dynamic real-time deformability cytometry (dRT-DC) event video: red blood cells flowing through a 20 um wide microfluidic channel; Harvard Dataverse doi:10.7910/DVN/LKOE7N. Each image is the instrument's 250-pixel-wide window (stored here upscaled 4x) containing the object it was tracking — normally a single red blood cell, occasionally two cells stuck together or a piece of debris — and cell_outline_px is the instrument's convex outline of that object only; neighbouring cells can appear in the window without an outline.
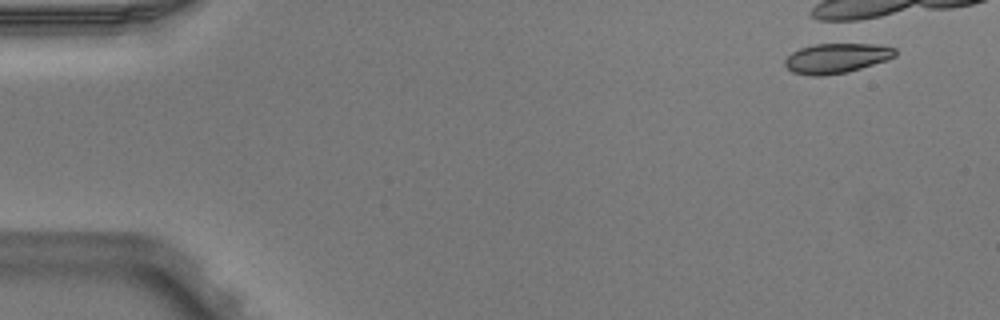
{"species": "Egyptian fruit bat (a non-hibernating species)", "species_latin": "Rousettus aegyptiacus", "temperature_condition": "warm", "stored_images_in_passage": 1, "camera_frame_rate_fps": 3000, "um_per_image_px": 0.085, "animal": {"sex": "male"}, "frame": {"image": 1, "passage_image": 1, "time_ms": 0.0, "image_size_px": [1000, 320], "cell_outline_px": [[896, 56], [848, 72], [820, 76], [812, 76], [792, 72], [784, 64], [784, 60], [792, 52], [800, 48], [812, 44], [872, 44], [896, 48]], "centroid_in_image_um": [71.06, 4.95], "position_along_channel_um": 13.9, "area_um2": 19.02}}